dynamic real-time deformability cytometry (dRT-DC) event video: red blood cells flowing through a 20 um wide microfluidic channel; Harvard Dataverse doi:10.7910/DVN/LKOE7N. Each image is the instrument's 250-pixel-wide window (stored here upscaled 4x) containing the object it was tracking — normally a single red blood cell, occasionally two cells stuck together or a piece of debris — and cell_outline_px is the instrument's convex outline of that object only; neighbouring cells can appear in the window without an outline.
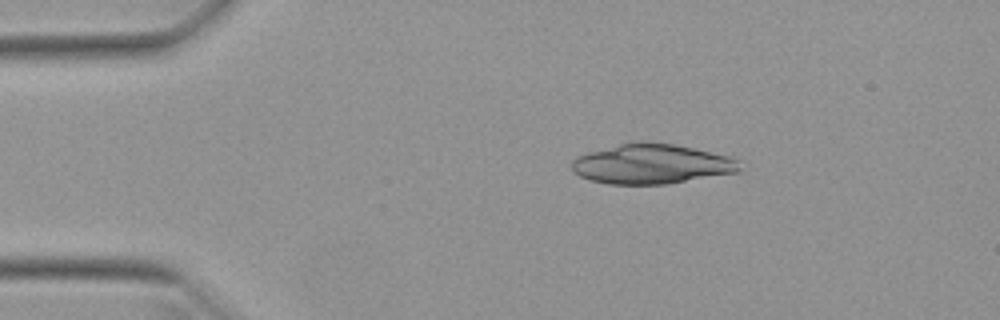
{"species": "Egyptian fruit bat (a non-hibernating species)", "species_latin": "Rousettus aegyptiacus", "temperature_condition": "warm", "stored_images_in_passage": 50, "camera_frame_rate_fps": 3000, "um_per_image_px": 0.085, "animal": {"sex": "female"}, "frame": {"image": 1, "passage_image": 9, "time_ms": 2.667, "image_size_px": [1000, 320], "cell_outline_px": [[740, 172], [668, 184], [608, 184], [592, 180], [580, 176], [572, 172], [572, 160], [580, 156], [592, 152], [620, 144], [640, 140], [672, 144], [692, 148], [728, 156], [736, 160], [740, 168]], "centroid_in_image_um": [55.4, 13.95], "position_along_channel_um": 29.6, "area_um2": 38.61}}